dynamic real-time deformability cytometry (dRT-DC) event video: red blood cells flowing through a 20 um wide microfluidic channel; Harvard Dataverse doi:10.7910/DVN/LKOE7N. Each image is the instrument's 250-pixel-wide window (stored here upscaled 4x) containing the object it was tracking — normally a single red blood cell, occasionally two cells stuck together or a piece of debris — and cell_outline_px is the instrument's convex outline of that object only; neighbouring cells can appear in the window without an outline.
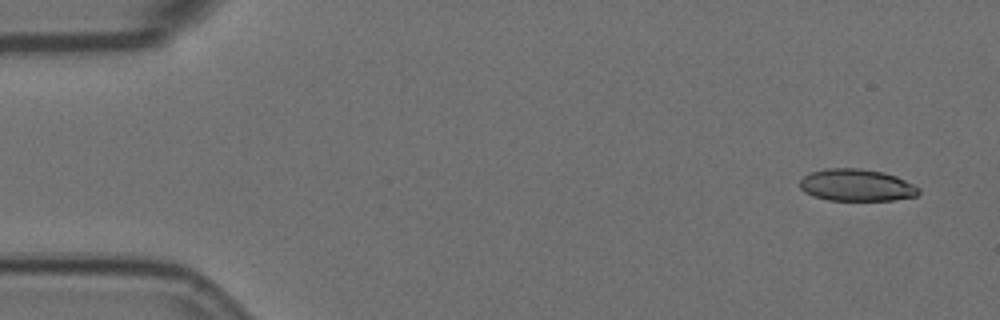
{"species": "Egyptian fruit bat (a non-hibernating species)", "species_latin": "Rousettus aegyptiacus", "temperature_condition": "room temperature", "stored_images_in_passage": 6, "camera_frame_rate_fps": 3000, "um_per_image_px": 0.085, "animal": {"sex": "female"}, "frame": {"image": 1, "passage_image": 1, "time_ms": 0.0, "image_size_px": [1000, 320], "cell_outline_px": [[920, 192], [916, 196], [892, 200], [828, 200], [812, 196], [804, 192], [800, 188], [800, 180], [804, 176], [812, 172], [824, 168], [860, 168], [884, 172], [896, 176], [920, 188]], "centroid_in_image_um": [72.79, 15.73], "position_along_channel_um": 12.2, "area_um2": 22.25}}
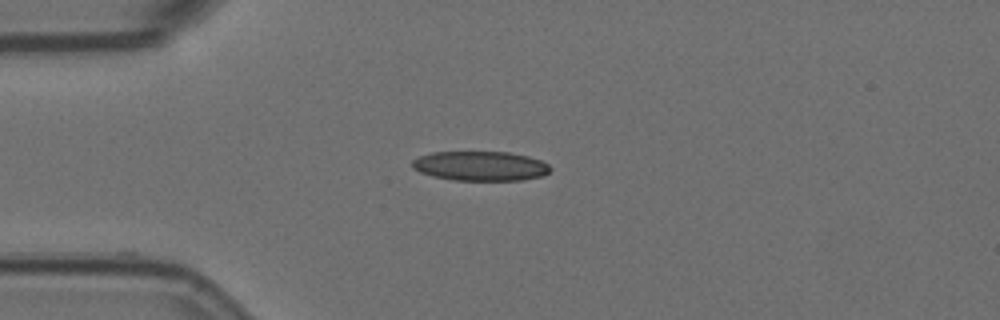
{"frame": {"image": 2, "passage_image": 4, "time_ms": 1.0, "image_size_px": [1000, 320], "cell_outline_px": [[552, 168], [544, 176], [524, 180], [452, 180], [432, 176], [420, 172], [412, 168], [412, 160], [420, 156], [432, 152], [508, 152], [528, 156], [540, 160], [548, 164]], "centroid_in_image_um": [40.84, 14.11], "position_along_channel_um": 44.2, "area_um2": 23.87}}
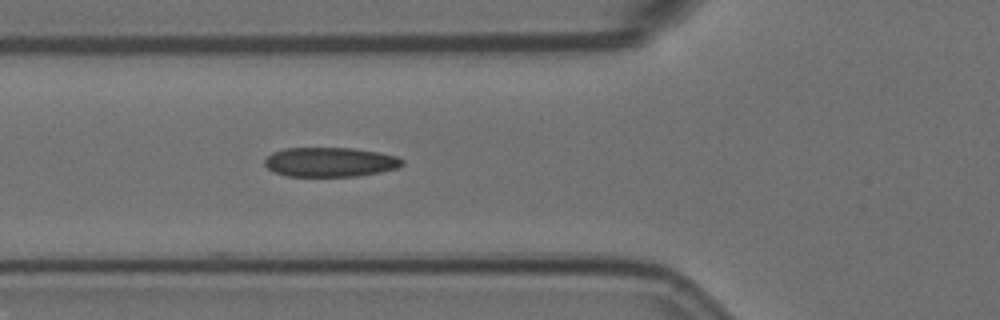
{"frame": {"image": 3, "passage_image": 6, "time_ms": 1.667, "image_size_px": [1000, 320], "cell_outline_px": [[404, 164], [396, 168], [380, 172], [356, 176], [288, 176], [272, 172], [264, 164], [264, 160], [272, 152], [284, 148], [352, 148], [376, 152], [396, 156], [404, 160]], "centroid_in_image_um": [28.03, 13.77], "position_along_channel_um": 97.8, "area_um2": 23.58}}